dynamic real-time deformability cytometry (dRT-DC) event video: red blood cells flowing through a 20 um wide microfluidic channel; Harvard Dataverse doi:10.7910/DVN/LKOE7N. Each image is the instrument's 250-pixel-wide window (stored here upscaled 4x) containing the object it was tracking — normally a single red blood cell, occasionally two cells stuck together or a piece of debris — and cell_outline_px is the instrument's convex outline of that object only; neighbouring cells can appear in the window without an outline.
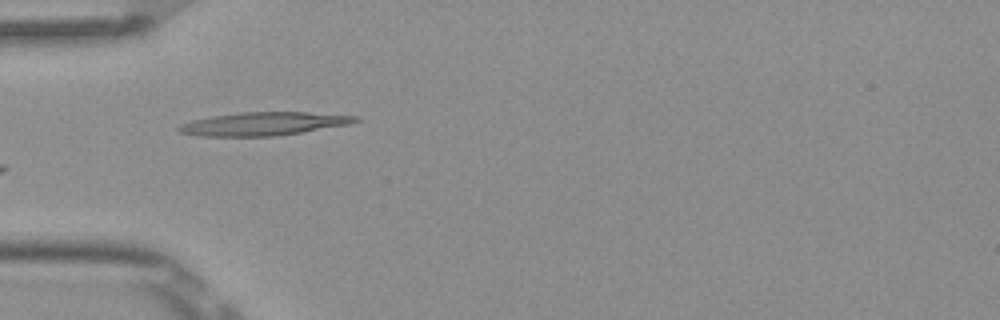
{"species": "Egyptian fruit bat (a non-hibernating species)", "species_latin": "Rousettus aegyptiacus", "temperature_condition": "room temperature", "stored_images_in_passage": 6, "camera_frame_rate_fps": 3000, "um_per_image_px": 0.085, "frame": {"image": 1, "passage_image": 4, "time_ms": 1.0, "image_size_px": [1000, 320], "cell_outline_px": [[360, 120], [352, 124], [276, 136], [200, 136], [180, 132], [176, 128], [180, 124], [192, 120], [212, 116], [240, 112], [308, 112], [360, 116]], "centroid_in_image_um": [22.44, 10.52], "position_along_channel_um": 62.6, "area_um2": 24.04}}
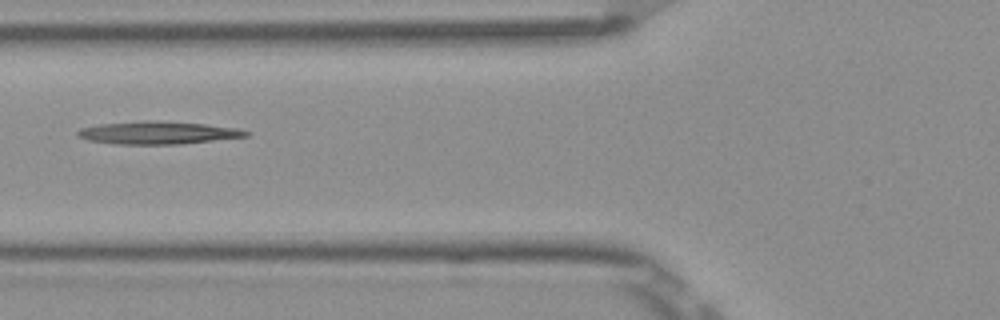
{"frame": {"image": 2, "passage_image": 5, "time_ms": 1.333, "image_size_px": [1000, 320], "cell_outline_px": [[248, 136], [180, 144], [112, 144], [88, 140], [76, 136], [76, 132], [80, 128], [100, 124], [144, 120], [148, 120], [204, 124], [240, 128], [248, 132]], "centroid_in_image_um": [13.37, 11.28], "position_along_channel_um": 112.4, "area_um2": 22.25}}
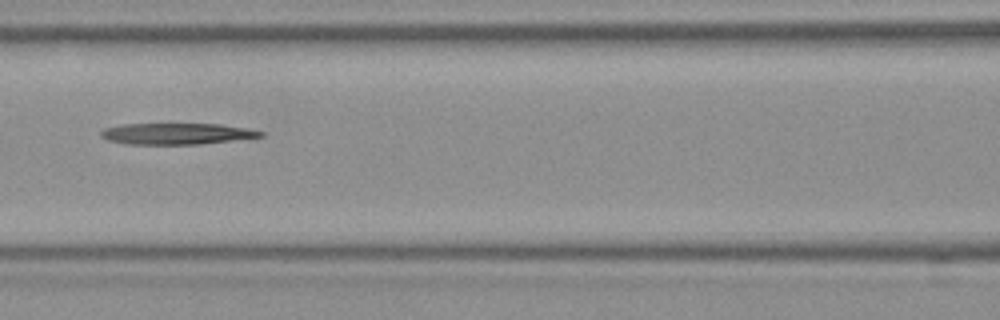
{"frame": {"image": 3, "passage_image": 6, "time_ms": 1.667, "image_size_px": [1000, 320], "cell_outline_px": [[264, 136], [200, 144], [124, 144], [108, 140], [100, 136], [100, 132], [104, 128], [120, 124], [220, 124], [244, 128], [264, 132]], "centroid_in_image_um": [14.95, 11.36], "position_along_channel_um": 151.7, "area_um2": 19.65}}